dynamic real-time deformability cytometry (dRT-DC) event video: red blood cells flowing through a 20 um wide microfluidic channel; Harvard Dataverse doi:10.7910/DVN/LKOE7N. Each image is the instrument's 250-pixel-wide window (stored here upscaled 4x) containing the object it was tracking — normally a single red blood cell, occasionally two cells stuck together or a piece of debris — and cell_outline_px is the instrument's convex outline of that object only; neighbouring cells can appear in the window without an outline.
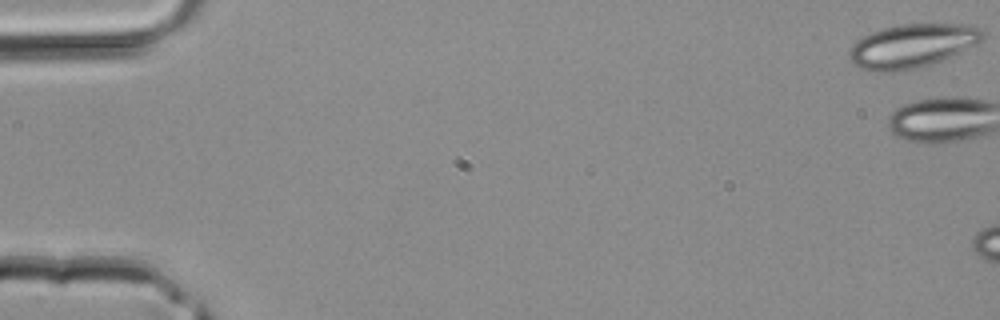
{"species": "common noctule bat (a hibernating species)", "species_latin": "Nyctalus noctula", "temperature_condition": "room temperature", "stored_images_in_passage": 3, "camera_frame_rate_fps": 3000, "um_per_image_px": 0.085, "animal": {"sex": "male", "body_mass_g": 20.4}, "frame": {"image": 1, "passage_image": 1, "time_ms": 0.0, "image_size_px": [1000, 320], "cell_outline_px": [[984, 36], [976, 44], [960, 52], [932, 64], [916, 68], [888, 72], [868, 72], [852, 64], [848, 56], [848, 52], [852, 44], [856, 40], [872, 32], [896, 24], [972, 24], [980, 28]], "centroid_in_image_um": [77.48, 3.9], "position_along_channel_um": 7.5, "area_um2": 34.16}}